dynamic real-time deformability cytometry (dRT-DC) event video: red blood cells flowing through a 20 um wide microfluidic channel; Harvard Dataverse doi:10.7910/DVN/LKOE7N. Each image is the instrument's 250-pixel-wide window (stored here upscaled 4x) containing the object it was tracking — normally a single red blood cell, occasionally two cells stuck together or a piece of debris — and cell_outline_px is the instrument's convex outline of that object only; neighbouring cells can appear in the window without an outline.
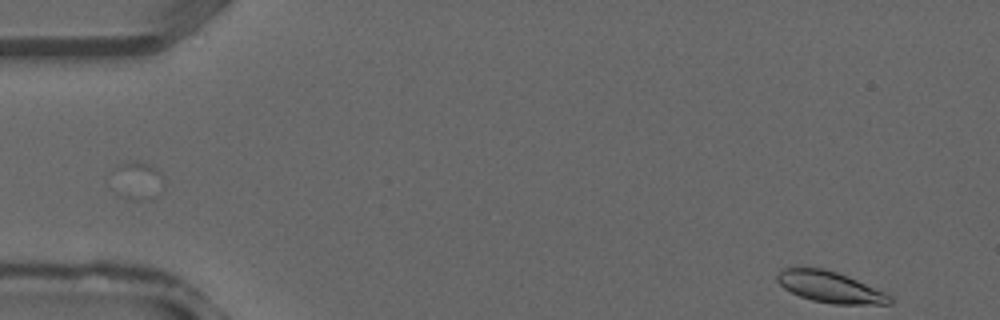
{"species": "common noctule bat (a hibernating species)", "species_latin": "Nyctalus noctula", "temperature_condition": "warm", "stored_images_in_passage": 37, "camera_frame_rate_fps": 3000, "um_per_image_px": 0.085, "animal": {"sex": "male", "forearm_length_mm": 52.5}, "frame": {"image": 1, "passage_image": 1, "time_ms": 0.0, "image_size_px": [1000, 320], "cell_outline_px": [[892, 304], [832, 304], [812, 300], [800, 296], [784, 288], [776, 280], [776, 276], [780, 268], [824, 268], [836, 272], [856, 280], [884, 292], [892, 296]], "centroid_in_image_um": [70.53, 24.4], "position_along_channel_um": 14.5, "area_um2": 20.23}}
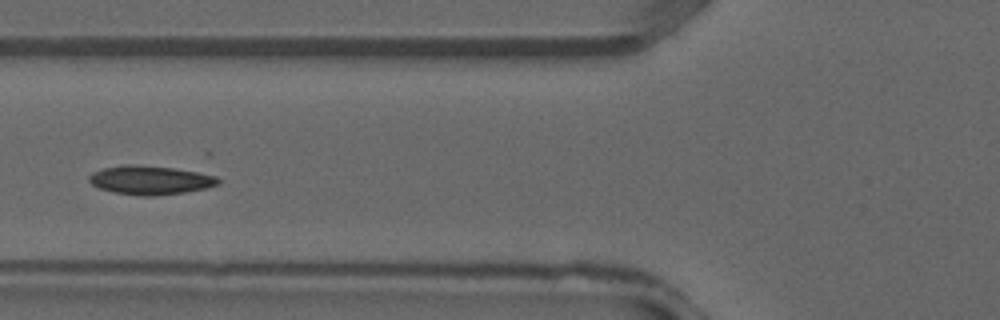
{"frame": {"image": 2, "passage_image": 13, "time_ms": 4.0, "image_size_px": [1000, 320], "cell_outline_px": [[220, 180], [216, 184], [204, 188], [184, 192], [152, 196], [144, 196], [112, 192], [100, 188], [92, 184], [88, 180], [88, 176], [92, 172], [104, 168], [124, 164], [128, 164], [176, 168], [208, 172], [216, 176]], "centroid_in_image_um": [12.78, 15.29], "position_along_channel_um": 113.0, "area_um2": 21.79}}
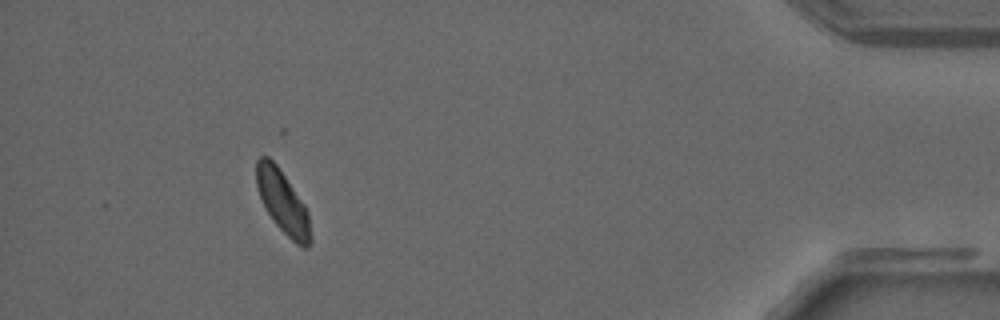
{"frame": {"image": 3, "passage_image": 33, "time_ms": 10.667, "image_size_px": [1000, 320], "cell_outline_px": [[312, 240], [308, 248], [304, 248], [296, 244], [276, 224], [268, 212], [256, 188], [256, 160], [260, 156], [268, 156], [276, 164], [304, 204], [308, 212]], "centroid_in_image_um": [24.04, 17.18], "position_along_channel_um": 411.2, "area_um2": 19.59}}